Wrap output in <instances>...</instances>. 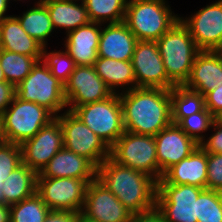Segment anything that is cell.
<instances>
[{"label": "cell", "instance_id": "cell-1", "mask_svg": "<svg viewBox=\"0 0 222 222\" xmlns=\"http://www.w3.org/2000/svg\"><path fill=\"white\" fill-rule=\"evenodd\" d=\"M96 179L133 215L156 209L158 181L150 175L121 165L109 156L97 167Z\"/></svg>", "mask_w": 222, "mask_h": 222}, {"label": "cell", "instance_id": "cell-2", "mask_svg": "<svg viewBox=\"0 0 222 222\" xmlns=\"http://www.w3.org/2000/svg\"><path fill=\"white\" fill-rule=\"evenodd\" d=\"M119 99L127 132L155 136L172 124L170 90L137 87L121 92Z\"/></svg>", "mask_w": 222, "mask_h": 222}, {"label": "cell", "instance_id": "cell-3", "mask_svg": "<svg viewBox=\"0 0 222 222\" xmlns=\"http://www.w3.org/2000/svg\"><path fill=\"white\" fill-rule=\"evenodd\" d=\"M156 43L168 78L183 86L200 52L188 28L179 20Z\"/></svg>", "mask_w": 222, "mask_h": 222}, {"label": "cell", "instance_id": "cell-4", "mask_svg": "<svg viewBox=\"0 0 222 222\" xmlns=\"http://www.w3.org/2000/svg\"><path fill=\"white\" fill-rule=\"evenodd\" d=\"M179 20L165 0H129L123 22L138 41H157Z\"/></svg>", "mask_w": 222, "mask_h": 222}, {"label": "cell", "instance_id": "cell-5", "mask_svg": "<svg viewBox=\"0 0 222 222\" xmlns=\"http://www.w3.org/2000/svg\"><path fill=\"white\" fill-rule=\"evenodd\" d=\"M10 105L0 118L3 139L7 142L21 145L55 118L45 107L16 95Z\"/></svg>", "mask_w": 222, "mask_h": 222}, {"label": "cell", "instance_id": "cell-6", "mask_svg": "<svg viewBox=\"0 0 222 222\" xmlns=\"http://www.w3.org/2000/svg\"><path fill=\"white\" fill-rule=\"evenodd\" d=\"M41 62L38 61L24 80L15 86V95L23 101L45 107L56 117L67 107L64 85Z\"/></svg>", "mask_w": 222, "mask_h": 222}, {"label": "cell", "instance_id": "cell-7", "mask_svg": "<svg viewBox=\"0 0 222 222\" xmlns=\"http://www.w3.org/2000/svg\"><path fill=\"white\" fill-rule=\"evenodd\" d=\"M105 144L111 148L124 133L122 106L119 93L77 108H69Z\"/></svg>", "mask_w": 222, "mask_h": 222}, {"label": "cell", "instance_id": "cell-8", "mask_svg": "<svg viewBox=\"0 0 222 222\" xmlns=\"http://www.w3.org/2000/svg\"><path fill=\"white\" fill-rule=\"evenodd\" d=\"M110 157L115 162L142 171L158 181L154 136L124 131L110 148Z\"/></svg>", "mask_w": 222, "mask_h": 222}, {"label": "cell", "instance_id": "cell-9", "mask_svg": "<svg viewBox=\"0 0 222 222\" xmlns=\"http://www.w3.org/2000/svg\"><path fill=\"white\" fill-rule=\"evenodd\" d=\"M204 190L194 185L158 181L156 211L166 222H197V198Z\"/></svg>", "mask_w": 222, "mask_h": 222}, {"label": "cell", "instance_id": "cell-10", "mask_svg": "<svg viewBox=\"0 0 222 222\" xmlns=\"http://www.w3.org/2000/svg\"><path fill=\"white\" fill-rule=\"evenodd\" d=\"M56 118L60 122L64 147L89 160L96 168L110 156V148L72 111Z\"/></svg>", "mask_w": 222, "mask_h": 222}, {"label": "cell", "instance_id": "cell-11", "mask_svg": "<svg viewBox=\"0 0 222 222\" xmlns=\"http://www.w3.org/2000/svg\"><path fill=\"white\" fill-rule=\"evenodd\" d=\"M95 179L44 178L37 174L36 192L51 210L81 212L87 186Z\"/></svg>", "mask_w": 222, "mask_h": 222}, {"label": "cell", "instance_id": "cell-12", "mask_svg": "<svg viewBox=\"0 0 222 222\" xmlns=\"http://www.w3.org/2000/svg\"><path fill=\"white\" fill-rule=\"evenodd\" d=\"M136 88H161L176 86L167 76L156 41H138L132 56Z\"/></svg>", "mask_w": 222, "mask_h": 222}, {"label": "cell", "instance_id": "cell-13", "mask_svg": "<svg viewBox=\"0 0 222 222\" xmlns=\"http://www.w3.org/2000/svg\"><path fill=\"white\" fill-rule=\"evenodd\" d=\"M63 147L62 128L55 117L34 137L21 144L22 163L38 174Z\"/></svg>", "mask_w": 222, "mask_h": 222}, {"label": "cell", "instance_id": "cell-14", "mask_svg": "<svg viewBox=\"0 0 222 222\" xmlns=\"http://www.w3.org/2000/svg\"><path fill=\"white\" fill-rule=\"evenodd\" d=\"M112 91L96 73L94 66H76L64 84V95L69 108L101 101L112 95Z\"/></svg>", "mask_w": 222, "mask_h": 222}, {"label": "cell", "instance_id": "cell-15", "mask_svg": "<svg viewBox=\"0 0 222 222\" xmlns=\"http://www.w3.org/2000/svg\"><path fill=\"white\" fill-rule=\"evenodd\" d=\"M81 214L95 222H131L133 215L97 179L87 186Z\"/></svg>", "mask_w": 222, "mask_h": 222}, {"label": "cell", "instance_id": "cell-16", "mask_svg": "<svg viewBox=\"0 0 222 222\" xmlns=\"http://www.w3.org/2000/svg\"><path fill=\"white\" fill-rule=\"evenodd\" d=\"M180 21L188 28L200 51H217L222 45V0L207 5Z\"/></svg>", "mask_w": 222, "mask_h": 222}, {"label": "cell", "instance_id": "cell-17", "mask_svg": "<svg viewBox=\"0 0 222 222\" xmlns=\"http://www.w3.org/2000/svg\"><path fill=\"white\" fill-rule=\"evenodd\" d=\"M158 163V181L173 165L188 157L199 144L177 124H170L154 136Z\"/></svg>", "mask_w": 222, "mask_h": 222}, {"label": "cell", "instance_id": "cell-18", "mask_svg": "<svg viewBox=\"0 0 222 222\" xmlns=\"http://www.w3.org/2000/svg\"><path fill=\"white\" fill-rule=\"evenodd\" d=\"M222 85V58L217 51H200L193 63L190 76L183 85L185 88L201 93Z\"/></svg>", "mask_w": 222, "mask_h": 222}, {"label": "cell", "instance_id": "cell-19", "mask_svg": "<svg viewBox=\"0 0 222 222\" xmlns=\"http://www.w3.org/2000/svg\"><path fill=\"white\" fill-rule=\"evenodd\" d=\"M100 34V23L91 21L67 34L66 52L74 60L76 66L94 65L98 59Z\"/></svg>", "mask_w": 222, "mask_h": 222}, {"label": "cell", "instance_id": "cell-20", "mask_svg": "<svg viewBox=\"0 0 222 222\" xmlns=\"http://www.w3.org/2000/svg\"><path fill=\"white\" fill-rule=\"evenodd\" d=\"M138 40L124 22L101 28L98 57L131 61Z\"/></svg>", "mask_w": 222, "mask_h": 222}, {"label": "cell", "instance_id": "cell-21", "mask_svg": "<svg viewBox=\"0 0 222 222\" xmlns=\"http://www.w3.org/2000/svg\"><path fill=\"white\" fill-rule=\"evenodd\" d=\"M39 174L44 178L96 179L97 168L86 158L63 147Z\"/></svg>", "mask_w": 222, "mask_h": 222}, {"label": "cell", "instance_id": "cell-22", "mask_svg": "<svg viewBox=\"0 0 222 222\" xmlns=\"http://www.w3.org/2000/svg\"><path fill=\"white\" fill-rule=\"evenodd\" d=\"M173 185H194L206 189L207 153L198 146L188 157L170 167L162 176Z\"/></svg>", "mask_w": 222, "mask_h": 222}, {"label": "cell", "instance_id": "cell-23", "mask_svg": "<svg viewBox=\"0 0 222 222\" xmlns=\"http://www.w3.org/2000/svg\"><path fill=\"white\" fill-rule=\"evenodd\" d=\"M43 46L30 37L14 16L0 22V49L31 57H42Z\"/></svg>", "mask_w": 222, "mask_h": 222}, {"label": "cell", "instance_id": "cell-24", "mask_svg": "<svg viewBox=\"0 0 222 222\" xmlns=\"http://www.w3.org/2000/svg\"><path fill=\"white\" fill-rule=\"evenodd\" d=\"M76 0H42L46 6L53 27L65 28L67 34L80 26L90 22L83 1L80 4Z\"/></svg>", "mask_w": 222, "mask_h": 222}, {"label": "cell", "instance_id": "cell-25", "mask_svg": "<svg viewBox=\"0 0 222 222\" xmlns=\"http://www.w3.org/2000/svg\"><path fill=\"white\" fill-rule=\"evenodd\" d=\"M37 173L21 163L3 182L4 204L12 205L36 192Z\"/></svg>", "mask_w": 222, "mask_h": 222}, {"label": "cell", "instance_id": "cell-26", "mask_svg": "<svg viewBox=\"0 0 222 222\" xmlns=\"http://www.w3.org/2000/svg\"><path fill=\"white\" fill-rule=\"evenodd\" d=\"M93 66L112 93H117L115 87L122 88L132 84L125 91L136 88V78L131 61H116L115 59L98 57Z\"/></svg>", "mask_w": 222, "mask_h": 222}, {"label": "cell", "instance_id": "cell-27", "mask_svg": "<svg viewBox=\"0 0 222 222\" xmlns=\"http://www.w3.org/2000/svg\"><path fill=\"white\" fill-rule=\"evenodd\" d=\"M16 18L19 20L26 33L46 47V39L54 30L50 15L46 6L38 1L37 5L27 10L23 15Z\"/></svg>", "mask_w": 222, "mask_h": 222}, {"label": "cell", "instance_id": "cell-28", "mask_svg": "<svg viewBox=\"0 0 222 222\" xmlns=\"http://www.w3.org/2000/svg\"><path fill=\"white\" fill-rule=\"evenodd\" d=\"M170 97L173 124L205 109V97L184 86H174L170 89Z\"/></svg>", "mask_w": 222, "mask_h": 222}, {"label": "cell", "instance_id": "cell-29", "mask_svg": "<svg viewBox=\"0 0 222 222\" xmlns=\"http://www.w3.org/2000/svg\"><path fill=\"white\" fill-rule=\"evenodd\" d=\"M42 57H31L0 49V64L6 82L17 86Z\"/></svg>", "mask_w": 222, "mask_h": 222}, {"label": "cell", "instance_id": "cell-30", "mask_svg": "<svg viewBox=\"0 0 222 222\" xmlns=\"http://www.w3.org/2000/svg\"><path fill=\"white\" fill-rule=\"evenodd\" d=\"M91 22L120 23L124 21L128 0H82Z\"/></svg>", "mask_w": 222, "mask_h": 222}, {"label": "cell", "instance_id": "cell-31", "mask_svg": "<svg viewBox=\"0 0 222 222\" xmlns=\"http://www.w3.org/2000/svg\"><path fill=\"white\" fill-rule=\"evenodd\" d=\"M9 208L10 222H44L50 210L37 192Z\"/></svg>", "mask_w": 222, "mask_h": 222}, {"label": "cell", "instance_id": "cell-32", "mask_svg": "<svg viewBox=\"0 0 222 222\" xmlns=\"http://www.w3.org/2000/svg\"><path fill=\"white\" fill-rule=\"evenodd\" d=\"M197 222H222V192L204 189L197 198Z\"/></svg>", "mask_w": 222, "mask_h": 222}, {"label": "cell", "instance_id": "cell-33", "mask_svg": "<svg viewBox=\"0 0 222 222\" xmlns=\"http://www.w3.org/2000/svg\"><path fill=\"white\" fill-rule=\"evenodd\" d=\"M46 48H42L41 61L51 70L54 75L63 85L75 70L76 64L71 56L65 51L49 52Z\"/></svg>", "mask_w": 222, "mask_h": 222}, {"label": "cell", "instance_id": "cell-34", "mask_svg": "<svg viewBox=\"0 0 222 222\" xmlns=\"http://www.w3.org/2000/svg\"><path fill=\"white\" fill-rule=\"evenodd\" d=\"M214 116L205 108L203 111L190 115L181 119L177 125L198 144L204 141V137L200 135L210 129L214 122Z\"/></svg>", "mask_w": 222, "mask_h": 222}, {"label": "cell", "instance_id": "cell-35", "mask_svg": "<svg viewBox=\"0 0 222 222\" xmlns=\"http://www.w3.org/2000/svg\"><path fill=\"white\" fill-rule=\"evenodd\" d=\"M22 163L20 144L3 141L0 144V180H4Z\"/></svg>", "mask_w": 222, "mask_h": 222}, {"label": "cell", "instance_id": "cell-36", "mask_svg": "<svg viewBox=\"0 0 222 222\" xmlns=\"http://www.w3.org/2000/svg\"><path fill=\"white\" fill-rule=\"evenodd\" d=\"M206 189L222 192V154L207 153Z\"/></svg>", "mask_w": 222, "mask_h": 222}, {"label": "cell", "instance_id": "cell-37", "mask_svg": "<svg viewBox=\"0 0 222 222\" xmlns=\"http://www.w3.org/2000/svg\"><path fill=\"white\" fill-rule=\"evenodd\" d=\"M211 127L215 129V133L211 135L207 141H202L199 146L206 153L222 154V125H219L214 121Z\"/></svg>", "mask_w": 222, "mask_h": 222}, {"label": "cell", "instance_id": "cell-38", "mask_svg": "<svg viewBox=\"0 0 222 222\" xmlns=\"http://www.w3.org/2000/svg\"><path fill=\"white\" fill-rule=\"evenodd\" d=\"M204 97L205 108H207L213 116L222 110V85L217 86Z\"/></svg>", "mask_w": 222, "mask_h": 222}, {"label": "cell", "instance_id": "cell-39", "mask_svg": "<svg viewBox=\"0 0 222 222\" xmlns=\"http://www.w3.org/2000/svg\"><path fill=\"white\" fill-rule=\"evenodd\" d=\"M81 212L49 210L44 222H78Z\"/></svg>", "mask_w": 222, "mask_h": 222}, {"label": "cell", "instance_id": "cell-40", "mask_svg": "<svg viewBox=\"0 0 222 222\" xmlns=\"http://www.w3.org/2000/svg\"><path fill=\"white\" fill-rule=\"evenodd\" d=\"M16 90L15 86L9 82H0V118L13 101Z\"/></svg>", "mask_w": 222, "mask_h": 222}, {"label": "cell", "instance_id": "cell-41", "mask_svg": "<svg viewBox=\"0 0 222 222\" xmlns=\"http://www.w3.org/2000/svg\"><path fill=\"white\" fill-rule=\"evenodd\" d=\"M131 222H166V221L156 210H153L151 212L144 214L132 215Z\"/></svg>", "mask_w": 222, "mask_h": 222}, {"label": "cell", "instance_id": "cell-42", "mask_svg": "<svg viewBox=\"0 0 222 222\" xmlns=\"http://www.w3.org/2000/svg\"><path fill=\"white\" fill-rule=\"evenodd\" d=\"M0 222H10L9 205L0 203Z\"/></svg>", "mask_w": 222, "mask_h": 222}, {"label": "cell", "instance_id": "cell-43", "mask_svg": "<svg viewBox=\"0 0 222 222\" xmlns=\"http://www.w3.org/2000/svg\"><path fill=\"white\" fill-rule=\"evenodd\" d=\"M9 3L10 2L8 0H0V22L5 18L10 17L9 15L5 16V13L8 9V4Z\"/></svg>", "mask_w": 222, "mask_h": 222}, {"label": "cell", "instance_id": "cell-44", "mask_svg": "<svg viewBox=\"0 0 222 222\" xmlns=\"http://www.w3.org/2000/svg\"><path fill=\"white\" fill-rule=\"evenodd\" d=\"M214 120L217 124L222 125V110L214 116Z\"/></svg>", "mask_w": 222, "mask_h": 222}, {"label": "cell", "instance_id": "cell-45", "mask_svg": "<svg viewBox=\"0 0 222 222\" xmlns=\"http://www.w3.org/2000/svg\"><path fill=\"white\" fill-rule=\"evenodd\" d=\"M3 182L4 180H0V203L2 204H4V196H3V191H2Z\"/></svg>", "mask_w": 222, "mask_h": 222}, {"label": "cell", "instance_id": "cell-46", "mask_svg": "<svg viewBox=\"0 0 222 222\" xmlns=\"http://www.w3.org/2000/svg\"><path fill=\"white\" fill-rule=\"evenodd\" d=\"M78 222H95L80 214Z\"/></svg>", "mask_w": 222, "mask_h": 222}, {"label": "cell", "instance_id": "cell-47", "mask_svg": "<svg viewBox=\"0 0 222 222\" xmlns=\"http://www.w3.org/2000/svg\"><path fill=\"white\" fill-rule=\"evenodd\" d=\"M6 81L3 70L1 68V64H0V82H4Z\"/></svg>", "mask_w": 222, "mask_h": 222}, {"label": "cell", "instance_id": "cell-48", "mask_svg": "<svg viewBox=\"0 0 222 222\" xmlns=\"http://www.w3.org/2000/svg\"><path fill=\"white\" fill-rule=\"evenodd\" d=\"M4 141L3 135H2V129H1V123H0V144Z\"/></svg>", "mask_w": 222, "mask_h": 222}, {"label": "cell", "instance_id": "cell-49", "mask_svg": "<svg viewBox=\"0 0 222 222\" xmlns=\"http://www.w3.org/2000/svg\"><path fill=\"white\" fill-rule=\"evenodd\" d=\"M217 52L220 54L221 58H222V45L220 46V48L217 50Z\"/></svg>", "mask_w": 222, "mask_h": 222}]
</instances>
